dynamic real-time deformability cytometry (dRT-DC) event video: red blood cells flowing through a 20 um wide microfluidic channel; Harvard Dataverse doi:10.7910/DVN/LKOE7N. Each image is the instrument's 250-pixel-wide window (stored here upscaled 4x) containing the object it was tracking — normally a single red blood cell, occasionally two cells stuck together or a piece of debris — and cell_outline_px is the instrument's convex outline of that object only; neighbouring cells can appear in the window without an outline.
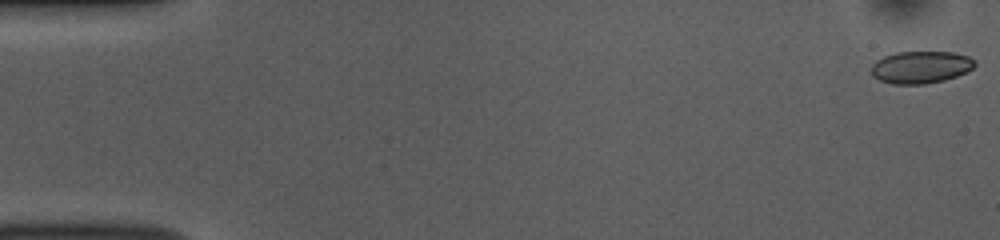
{"species": "common noctule bat (a hibernating species)", "species_latin": "Nyctalus noctula", "temperature_condition": "room temperature", "stored_images_in_passage": 52, "camera_frame_rate_fps": 3000, "um_per_image_px": 0.085, "animal": {"sex": "female", "body_mass_g": 10.0, "forearm_length_mm": 53.1}, "frame": {"image": 1, "passage_image": 1, "time_ms": 0.0, "image_size_px": [1000, 240], "cell_outline_px": [[976, 64], [968, 72], [944, 80], [924, 84], [892, 84], [880, 80], [872, 76], [872, 64], [876, 60], [884, 56], [896, 52], [952, 52], [968, 56], [976, 60]], "centroid_in_image_um": [78.27, 5.71], "position_along_channel_um": 6.7, "area_um2": 19.54}}
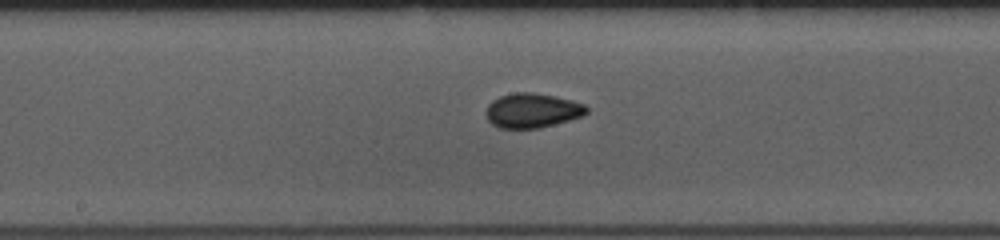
{"frame": {"image": 2, "passage_image": 27, "time_ms": 8.667, "image_size_px": [1000, 240], "cell_outline_px": [[588, 112], [584, 116], [540, 128], [500, 128], [492, 124], [488, 120], [488, 104], [492, 100], [500, 96], [516, 92], [532, 92], [556, 96], [572, 100], [584, 104], [588, 108]], "centroid_in_image_um": [45.28, 9.39], "position_along_channel_um": 202.9, "area_um2": 20.23}}
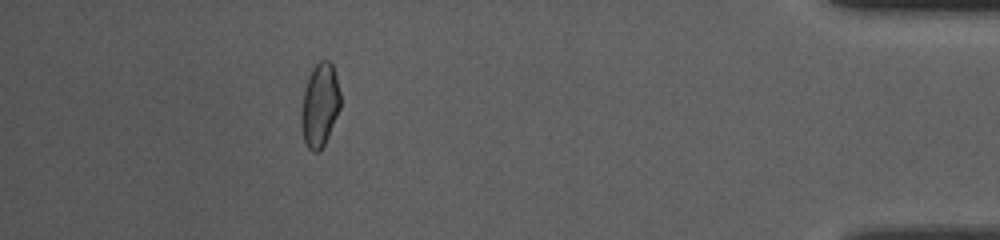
{"frame": {"image": 3, "passage_image": 47, "time_ms": 15.333, "image_size_px": [1000, 240], "cell_outline_px": [[340, 108], [328, 136], [324, 144], [316, 152], [312, 152], [308, 148], [304, 140], [300, 120], [300, 112], [304, 88], [308, 76], [312, 68], [320, 60], [328, 60], [332, 64], [336, 76], [340, 92]], "centroid_in_image_um": [27.16, 8.91], "position_along_channel_um": 408.0, "area_um2": 19.07}, "authors_computed_cell_mechanics": {"area_um2": 19.8254, "velocity_mm_per_s": 3.8708, "shape_relaxation_time_tau1_ms": 4.9786, "shape_relaxation_time_tau2_ms": 1.9489, "deformation_change_tau1": 0.0767, "deformation_change_tau2": 0.0633}}